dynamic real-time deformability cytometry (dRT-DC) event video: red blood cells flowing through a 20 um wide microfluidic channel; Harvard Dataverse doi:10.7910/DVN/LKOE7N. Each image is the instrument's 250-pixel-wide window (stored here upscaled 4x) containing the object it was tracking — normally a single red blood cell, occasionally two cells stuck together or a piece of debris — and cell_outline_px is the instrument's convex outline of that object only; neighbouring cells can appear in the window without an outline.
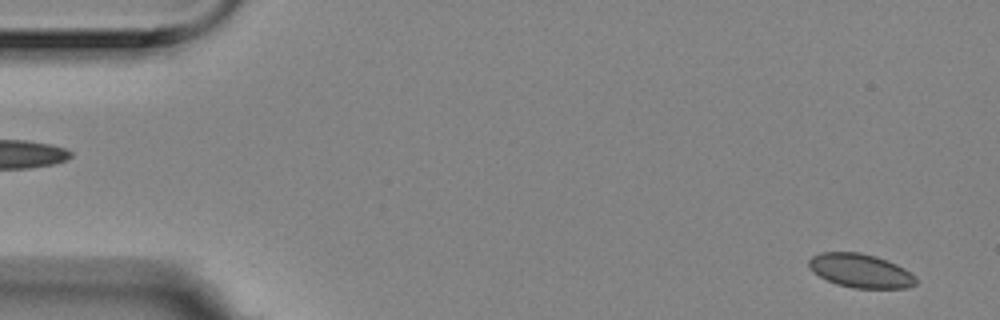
{"species": "Egyptian fruit bat (a non-hibernating species)", "species_latin": "Rousettus aegyptiacus", "temperature_condition": "room temperature", "stored_images_in_passage": 10, "camera_frame_rate_fps": 3000, "um_per_image_px": 0.085, "animal": {"sex": "female"}, "frame": {"image": 1, "passage_image": 2, "time_ms": 0.333, "image_size_px": [1000, 320], "cell_outline_px": [[916, 284], [908, 288], [852, 288], [836, 284], [812, 272], [808, 268], [808, 260], [812, 256], [820, 252], [860, 252], [876, 256], [888, 260], [904, 268], [916, 276]], "centroid_in_image_um": [73.13, 23.01], "position_along_channel_um": 11.9, "area_um2": 21.33}}